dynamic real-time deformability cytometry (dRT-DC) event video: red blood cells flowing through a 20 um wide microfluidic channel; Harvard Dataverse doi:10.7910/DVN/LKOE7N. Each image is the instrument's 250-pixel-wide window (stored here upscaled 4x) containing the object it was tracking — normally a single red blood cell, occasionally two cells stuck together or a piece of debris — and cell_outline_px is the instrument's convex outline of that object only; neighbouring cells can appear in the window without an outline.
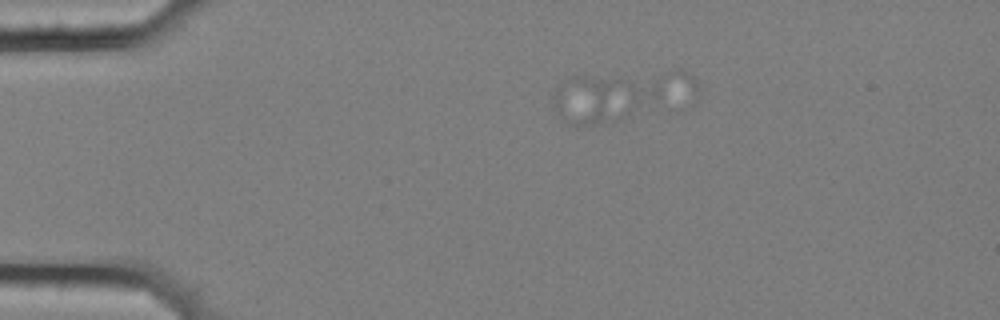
{"species": "common noctule bat (a hibernating species)", "species_latin": "Nyctalus noctula", "temperature_condition": "cold", "stored_images_in_passage": 13, "camera_frame_rate_fps": 3000, "um_per_image_px": 0.085, "animal": {"sex": "female", "body_mass_g": 25.1}, "frame": {"image": 1, "passage_image": 2, "time_ms": 0.333, "image_size_px": [1000, 320], "cell_outline_px": [[632, 88], [628, 112], [616, 120], [604, 124], [576, 128], [568, 124], [564, 120], [568, 80], [576, 76], [584, 76], [620, 80], [632, 84]], "centroid_in_image_um": [50.65, 8.58], "position_along_channel_um": 34.3, "area_um2": 20.63}}
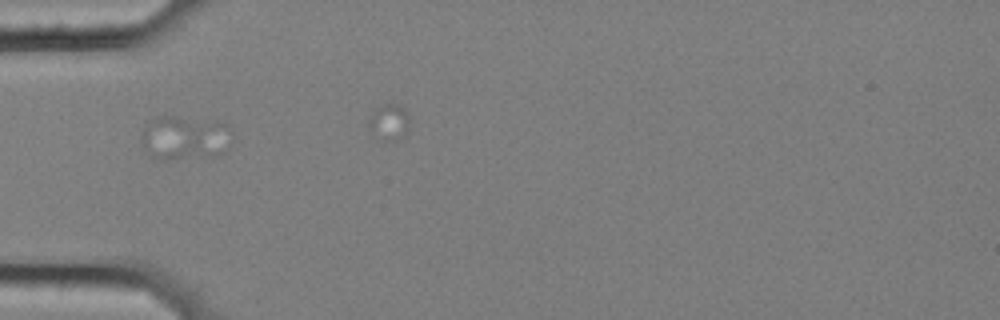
{"frame": {"image": 2, "passage_image": 9, "time_ms": 2.667, "image_size_px": [1000, 320], "cell_outline_px": [[232, 140], [228, 148], [224, 152], [212, 156], [164, 160], [152, 156], [144, 148], [140, 140], [140, 136], [144, 124], [148, 120], [156, 116], [176, 116], [216, 120], [232, 124]], "centroid_in_image_um": [15.74, 11.67], "position_along_channel_um": 69.3, "area_um2": 24.22}}